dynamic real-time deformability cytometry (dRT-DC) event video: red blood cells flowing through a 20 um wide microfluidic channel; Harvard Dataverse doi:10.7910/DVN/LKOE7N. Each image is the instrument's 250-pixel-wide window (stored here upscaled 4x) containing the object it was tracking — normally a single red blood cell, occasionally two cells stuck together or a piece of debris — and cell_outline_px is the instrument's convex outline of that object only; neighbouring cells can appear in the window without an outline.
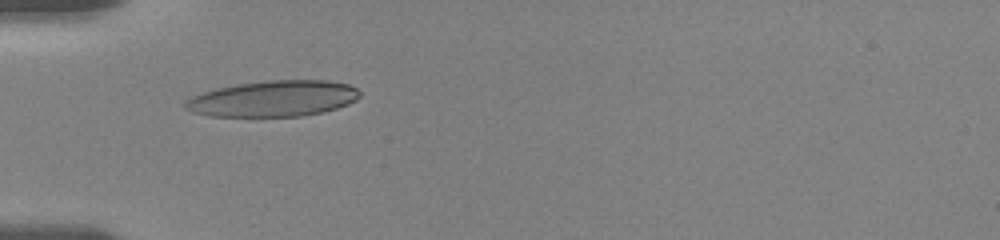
{"species": "human", "species_latin": "Homo sapiens", "temperature_condition": "room temperature", "stored_images_in_passage": 39, "camera_frame_rate_fps": 3000, "um_per_image_px": 0.085, "donor": {"sex": "female"}, "frame": {"image": 1, "passage_image": 1, "time_ms": 0.0, "image_size_px": [1000, 240], "cell_outline_px": [[360, 96], [356, 100], [348, 104], [336, 108], [320, 112], [300, 116], [208, 116], [192, 112], [184, 108], [184, 100], [192, 96], [216, 88], [236, 84], [272, 80], [328, 80], [348, 84], [356, 88], [360, 92]], "centroid_in_image_um": [23.21, 8.38], "position_along_channel_um": 61.8, "area_um2": 36.59}}
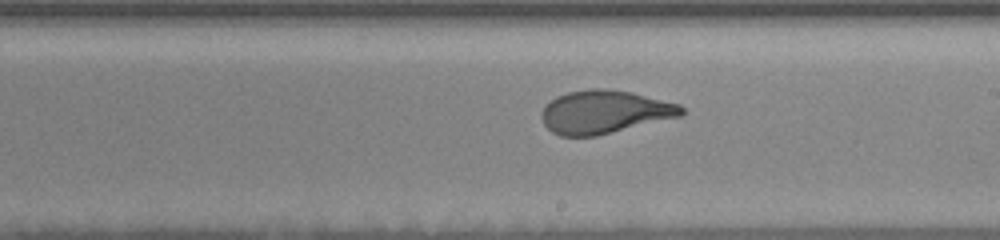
{"frame": {"image": 2, "passage_image": 16, "time_ms": 5.0, "image_size_px": [1000, 240], "cell_outline_px": [[684, 112], [680, 116], [596, 136], [560, 136], [552, 132], [544, 124], [544, 108], [556, 96], [568, 92], [588, 88], [604, 88], [632, 92], [680, 104], [684, 108]], "centroid_in_image_um": [51.41, 9.5], "position_along_channel_um": 237.6, "area_um2": 34.85}}
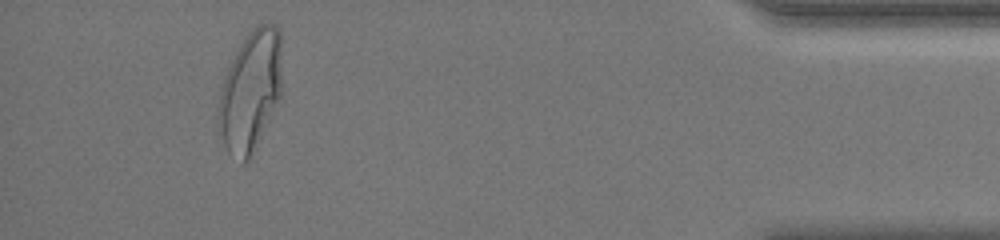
{"frame": {"image": 3, "passage_image": 35, "time_ms": 11.333, "image_size_px": [1000, 240], "cell_outline_px": [[280, 96], [248, 160], [244, 164], [240, 164], [228, 152], [216, 132], [216, 116], [220, 92], [224, 76], [240, 44], [252, 28], [256, 24], [272, 24], [280, 32]], "centroid_in_image_um": [21.21, 7.78], "position_along_channel_um": 414.0, "area_um2": 44.39}, "authors_computed_cell_mechanics": {"area_um2": 36.125, "velocity_mm_per_s": 3.6005, "shape_relaxation_time_tau1_ms": 4.5423, "shape_relaxation_time_tau2_ms": 0.8649, "deformation_change_tau1": 0.2102, "deformation_change_tau2": 0.0718}}